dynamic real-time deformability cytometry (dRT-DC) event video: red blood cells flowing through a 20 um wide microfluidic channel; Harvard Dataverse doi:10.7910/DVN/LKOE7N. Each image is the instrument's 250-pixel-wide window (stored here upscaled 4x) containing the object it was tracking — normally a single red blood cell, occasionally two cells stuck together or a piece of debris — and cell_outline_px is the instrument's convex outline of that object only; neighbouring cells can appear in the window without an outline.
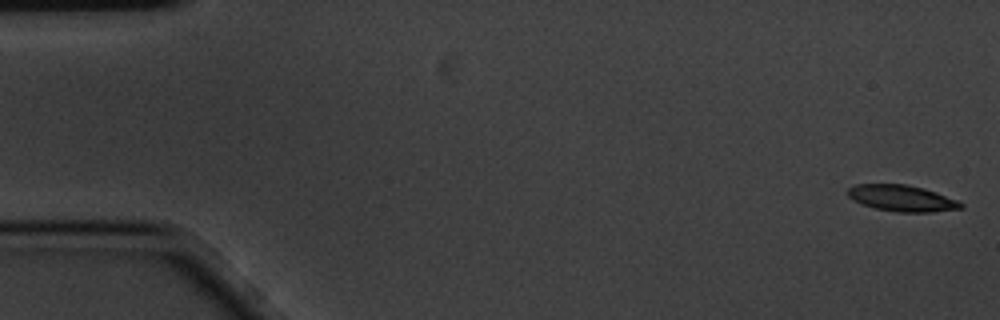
{"species": "common noctule bat (a hibernating species)", "species_latin": "Nyctalus noctula", "temperature_condition": "cold", "stored_images_in_passage": 8, "camera_frame_rate_fps": 3000, "um_per_image_px": 0.085, "animal": {"sex": "male", "body_mass_g": 20.1, "forearm_length_mm": 53.5}, "frame": {"image": 1, "passage_image": 1, "time_ms": 0.0, "image_size_px": [1000, 320], "cell_outline_px": [[964, 208], [932, 212], [896, 212], [876, 208], [860, 204], [852, 200], [848, 196], [848, 188], [856, 184], [904, 184], [924, 188], [936, 192], [956, 200], [964, 204]], "centroid_in_image_um": [76.65, 16.85], "position_along_channel_um": 8.4, "area_um2": 17.34}}
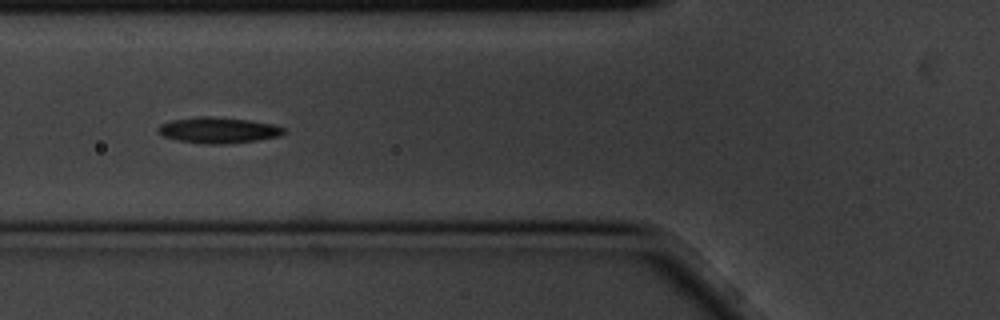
{"frame": {"image": 2, "passage_image": 6, "time_ms": 1.667, "image_size_px": [1000, 320], "cell_outline_px": [[288, 132], [280, 136], [256, 140], [224, 144], [204, 144], [180, 140], [164, 136], [156, 128], [160, 124], [172, 120], [200, 116], [212, 116], [248, 120], [276, 124], [288, 128]], "centroid_in_image_um": [18.64, 11.06], "position_along_channel_um": 107.2, "area_um2": 19.07}}
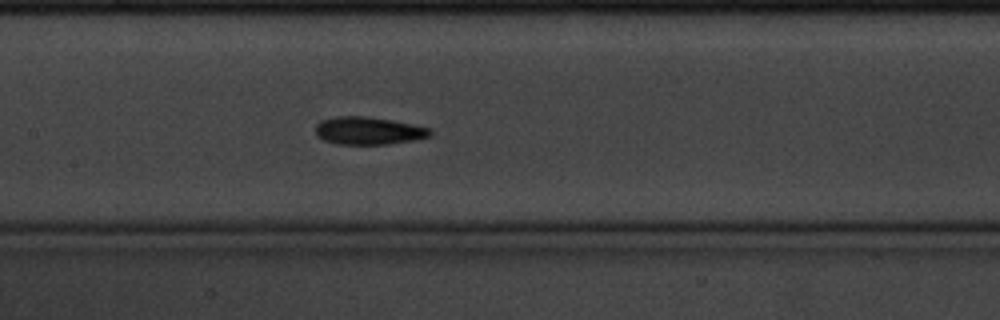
{"frame": {"image": 3, "passage_image": 8, "time_ms": 2.333, "image_size_px": [1000, 320], "cell_outline_px": [[432, 136], [416, 140], [388, 144], [336, 144], [324, 140], [316, 136], [316, 124], [320, 120], [336, 116], [364, 116], [392, 120], [432, 128]], "centroid_in_image_um": [31.34, 11.11], "position_along_channel_um": 176.1, "area_um2": 18.73}}